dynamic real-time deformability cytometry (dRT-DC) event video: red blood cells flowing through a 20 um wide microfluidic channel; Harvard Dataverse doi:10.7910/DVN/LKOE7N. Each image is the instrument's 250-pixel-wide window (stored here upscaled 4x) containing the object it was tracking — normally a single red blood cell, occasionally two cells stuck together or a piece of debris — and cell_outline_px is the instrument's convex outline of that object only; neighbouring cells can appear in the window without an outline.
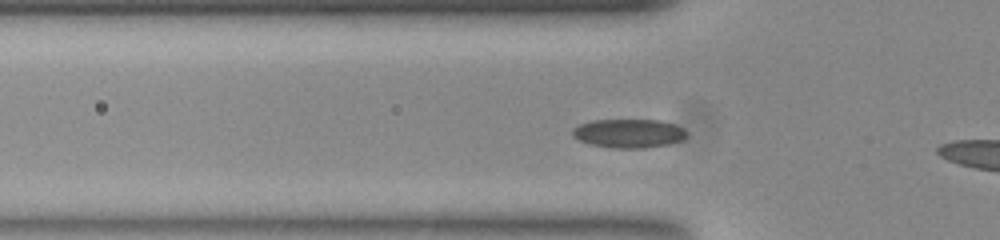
{"species": "common noctule bat (a hibernating species)", "species_latin": "Nyctalus noctula", "temperature_condition": "room temperature", "stored_images_in_passage": 6, "camera_frame_rate_fps": 3000, "um_per_image_px": 0.085, "animal": {"sex": "female", "body_mass_g": 23.0, "forearm_length_mm": 53.4}, "frame": {"image": 1, "passage_image": 3, "time_ms": 0.667, "image_size_px": [1000, 240], "cell_outline_px": [[688, 132], [680, 140], [668, 144], [644, 148], [616, 148], [592, 144], [580, 140], [572, 136], [572, 128], [580, 124], [592, 120], [660, 120], [676, 124], [684, 128]], "centroid_in_image_um": [53.45, 11.32], "position_along_channel_um": 72.4, "area_um2": 19.07}}